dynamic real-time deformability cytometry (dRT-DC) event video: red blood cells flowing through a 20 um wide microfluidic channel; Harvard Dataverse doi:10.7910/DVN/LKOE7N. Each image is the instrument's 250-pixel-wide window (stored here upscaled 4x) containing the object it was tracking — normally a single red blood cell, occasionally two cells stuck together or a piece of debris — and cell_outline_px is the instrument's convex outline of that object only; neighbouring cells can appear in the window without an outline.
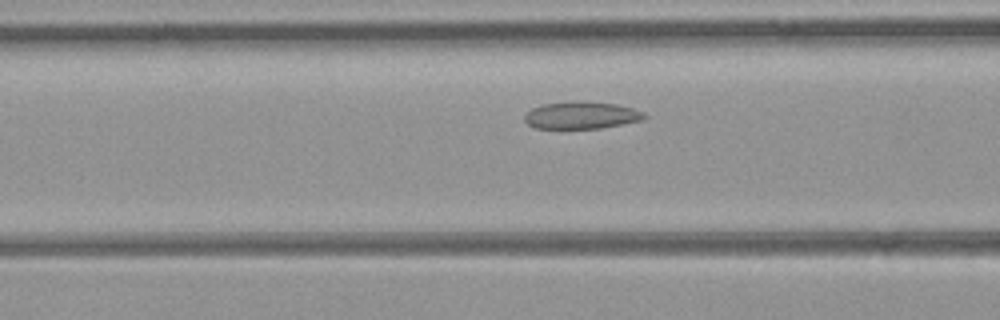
{"species": "common noctule bat (a hibernating species)", "species_latin": "Nyctalus noctula", "temperature_condition": "room temperature", "stored_images_in_passage": 12, "camera_frame_rate_fps": 3000, "um_per_image_px": 0.085, "animal": {"sex": "female", "body_mass_g": 21.9}, "frame": {"image": 1, "passage_image": 7, "time_ms": 2.0, "image_size_px": [1000, 320], "cell_outline_px": [[648, 116], [644, 120], [600, 128], [536, 128], [528, 124], [524, 120], [524, 116], [532, 108], [544, 104], [568, 100], [572, 100], [616, 104], [632, 108]], "centroid_in_image_um": [49.4, 9.79], "position_along_channel_um": 117.2, "area_um2": 18.96}}
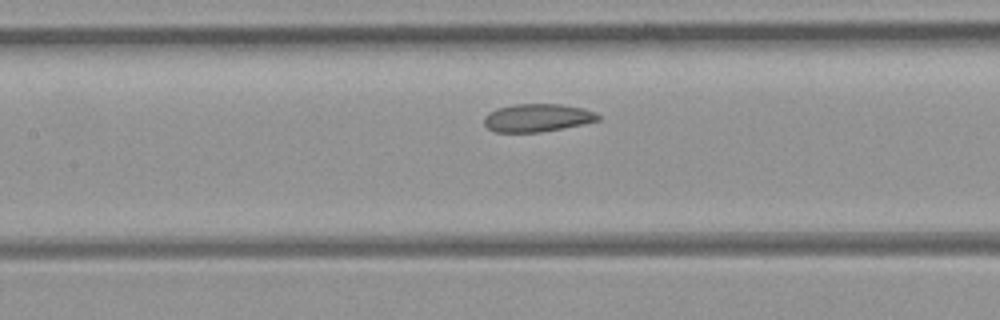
{"frame": {"image": 2, "passage_image": 10, "time_ms": 3.0, "image_size_px": [1000, 320], "cell_outline_px": [[600, 120], [540, 132], [492, 132], [484, 124], [484, 116], [488, 112], [496, 108], [512, 104], [560, 104], [580, 108], [596, 112], [600, 116]], "centroid_in_image_um": [45.61, 10.0], "position_along_channel_um": 161.8, "area_um2": 18.5}}